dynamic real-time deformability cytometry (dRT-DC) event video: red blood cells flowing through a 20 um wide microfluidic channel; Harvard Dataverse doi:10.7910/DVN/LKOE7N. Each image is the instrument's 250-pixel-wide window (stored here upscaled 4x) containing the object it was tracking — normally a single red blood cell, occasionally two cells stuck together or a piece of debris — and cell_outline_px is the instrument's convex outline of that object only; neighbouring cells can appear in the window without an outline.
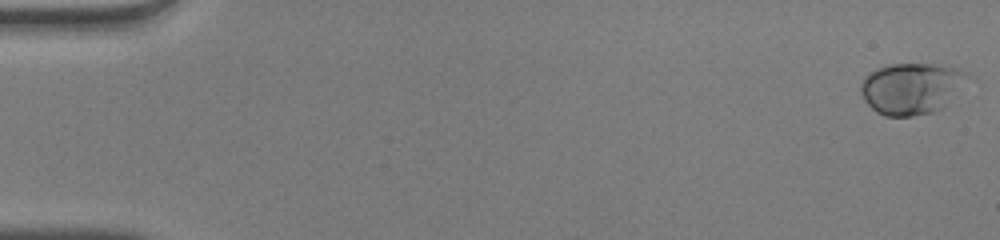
{"species": "human", "species_latin": "Homo sapiens", "temperature_condition": "warm", "stored_images_in_passage": 51, "camera_frame_rate_fps": 3000, "um_per_image_px": 0.085, "donor": {"sex": "male"}, "frame": {"image": 1, "passage_image": 1, "time_ms": 0.0, "image_size_px": [1000, 240], "cell_outline_px": [[968, 76], [944, 108], [932, 112], [912, 116], [884, 116], [876, 112], [864, 100], [860, 92], [860, 84], [868, 72], [876, 68], [888, 64], [928, 64], [956, 68], [964, 72]], "centroid_in_image_um": [77.39, 7.52], "position_along_channel_um": 7.6, "area_um2": 31.67}}
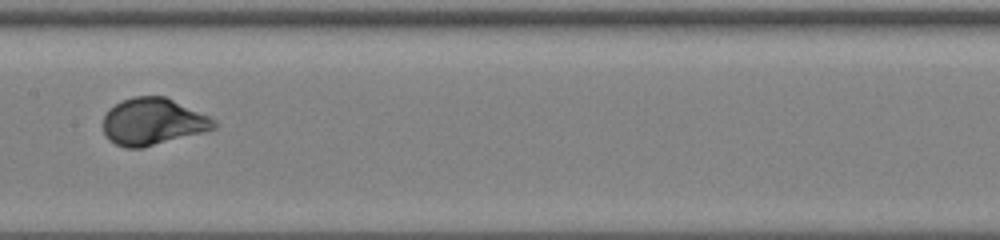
{"frame": {"image": 2, "passage_image": 27, "time_ms": 8.667, "image_size_px": [1000, 240], "cell_outline_px": [[220, 124], [216, 128], [204, 132], [144, 148], [128, 148], [116, 144], [108, 140], [104, 132], [104, 116], [108, 108], [120, 100], [132, 96], [164, 96], [208, 116], [216, 120]], "centroid_in_image_um": [12.99, 10.35], "position_along_channel_um": 194.4, "area_um2": 30.52}}
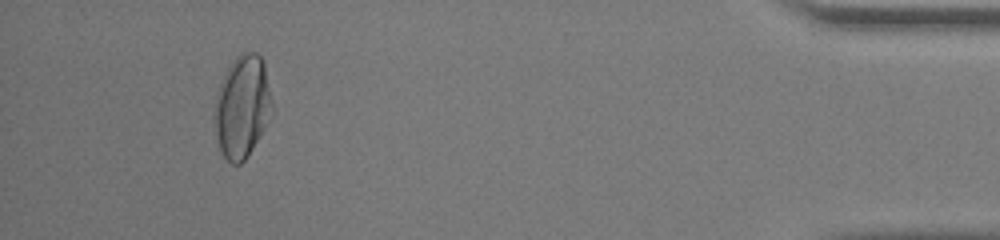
{"frame": {"image": 3, "passage_image": 48, "time_ms": 15.667, "image_size_px": [1000, 240], "cell_outline_px": [[272, 104], [264, 128], [248, 156], [240, 164], [232, 164], [220, 152], [216, 136], [216, 96], [220, 84], [232, 60], [240, 52], [256, 52], [260, 56], [264, 64], [272, 100]], "centroid_in_image_um": [20.59, 9.05], "position_along_channel_um": 414.6, "area_um2": 33.58}, "authors_computed_cell_mechanics": {"area_um2": 29.7092, "velocity_mm_per_s": 4.0448, "shape_relaxation_time_tau1_ms": 2.0799, "shape_relaxation_time_tau2_ms": null, "deformation_change_tau1": 0.1483, "deformation_change_tau2": null}}